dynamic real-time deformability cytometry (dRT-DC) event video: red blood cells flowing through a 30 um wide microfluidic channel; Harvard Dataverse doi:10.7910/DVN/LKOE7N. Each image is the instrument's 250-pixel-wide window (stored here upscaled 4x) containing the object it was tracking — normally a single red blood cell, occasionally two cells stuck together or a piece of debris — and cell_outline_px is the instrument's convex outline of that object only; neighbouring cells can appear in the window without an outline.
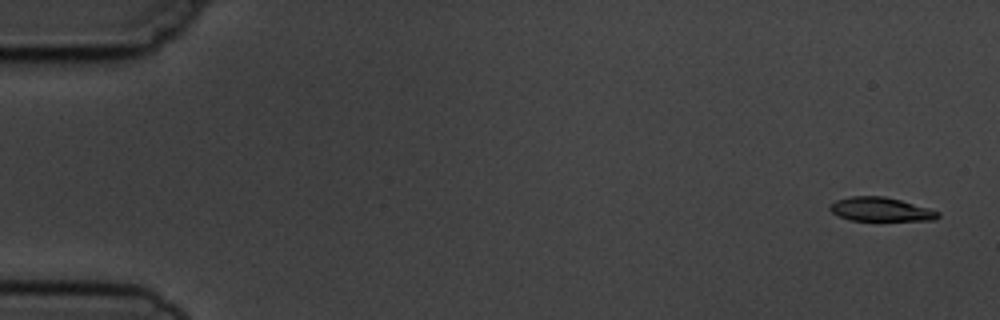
{"species": "common noctule bat (a hibernating species)", "species_latin": "Nyctalus noctula", "temperature_condition": "cold", "stored_images_in_passage": 6, "camera_frame_rate_fps": 3000, "um_per_image_px": 0.085, "animal": {"sex": "male", "body_mass_g": 19.5, "forearm_length_mm": 54.6}, "frame": {"image": 1, "passage_image": 1, "time_ms": 0.0, "image_size_px": [1000, 320], "cell_outline_px": [[940, 216], [936, 220], [852, 220], [840, 216], [832, 212], [828, 208], [836, 200], [852, 196], [884, 196], [900, 200], [928, 208], [940, 212]], "centroid_in_image_um": [74.88, 17.79], "position_along_channel_um": 10.1, "area_um2": 14.8}}
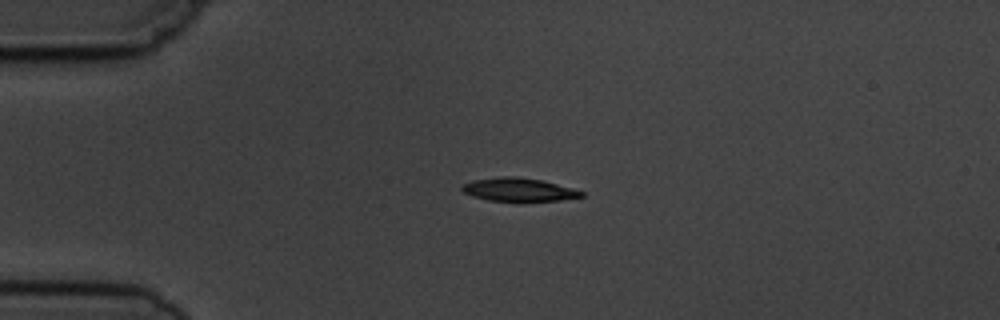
{"frame": {"image": 2, "passage_image": 4, "time_ms": 3.667, "image_size_px": [1000, 320], "cell_outline_px": [[584, 196], [560, 200], [488, 200], [472, 196], [464, 192], [460, 188], [464, 184], [472, 180], [500, 176], [512, 176], [540, 180], [572, 188], [584, 192]], "centroid_in_image_um": [44.05, 16.1], "position_along_channel_um": 40.9, "area_um2": 15.78}}
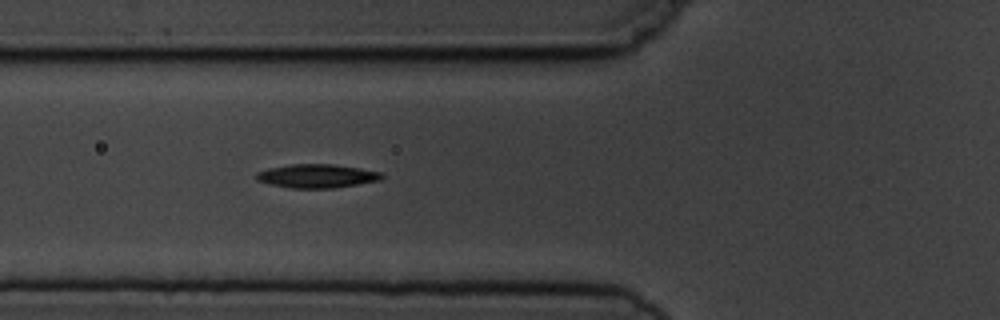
{"frame": {"image": 3, "passage_image": 6, "time_ms": 6.0, "image_size_px": [1000, 320], "cell_outline_px": [[384, 176], [380, 180], [332, 188], [292, 188], [268, 184], [256, 180], [256, 172], [268, 168], [292, 164], [332, 164], [360, 168], [384, 172]], "centroid_in_image_um": [26.93, 14.95], "position_along_channel_um": 98.9, "area_um2": 17.34}}